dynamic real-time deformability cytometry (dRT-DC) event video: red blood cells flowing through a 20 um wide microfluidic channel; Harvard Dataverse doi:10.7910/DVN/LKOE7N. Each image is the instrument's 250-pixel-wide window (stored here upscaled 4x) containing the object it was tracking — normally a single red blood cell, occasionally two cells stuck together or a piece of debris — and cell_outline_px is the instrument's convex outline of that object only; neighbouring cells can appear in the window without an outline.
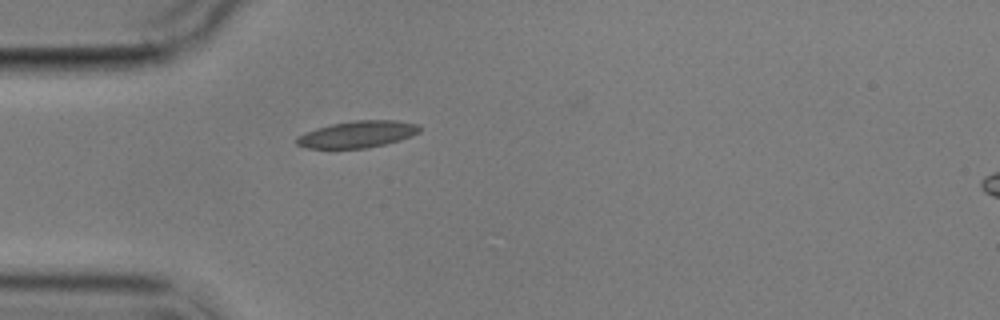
{"species": "common noctule bat (a hibernating species)", "species_latin": "Nyctalus noctula", "temperature_condition": "cold", "stored_images_in_passage": 1, "camera_frame_rate_fps": 3000, "um_per_image_px": 0.085, "animal": {"sex": "male", "body_mass_g": 17.9}, "frame": {"image": 1, "passage_image": 1, "time_ms": 0.0, "image_size_px": [1000, 320], "cell_outline_px": [[420, 132], [412, 136], [400, 140], [384, 144], [364, 148], [308, 148], [296, 144], [296, 136], [304, 132], [316, 128], [332, 124], [356, 120], [396, 120], [420, 124]], "centroid_in_image_um": [30.39, 11.4], "position_along_channel_um": 54.6, "area_um2": 19.19}}